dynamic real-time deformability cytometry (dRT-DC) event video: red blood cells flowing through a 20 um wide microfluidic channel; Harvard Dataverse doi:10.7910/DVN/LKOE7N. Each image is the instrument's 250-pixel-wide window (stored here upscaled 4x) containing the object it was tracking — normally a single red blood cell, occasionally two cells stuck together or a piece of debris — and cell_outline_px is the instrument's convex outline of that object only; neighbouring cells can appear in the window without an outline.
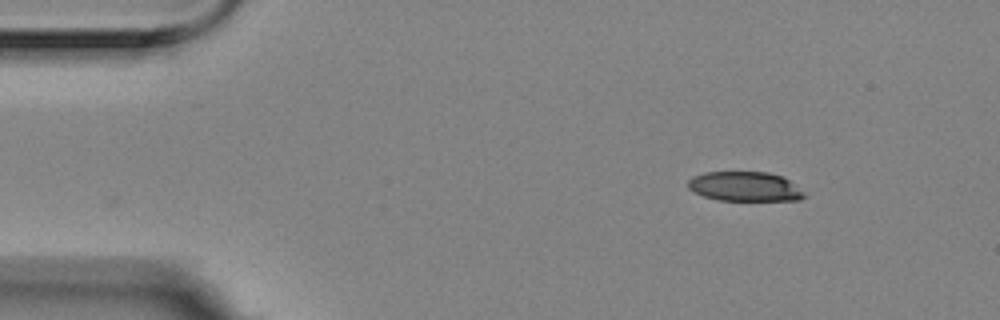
{"species": "Egyptian fruit bat (a non-hibernating species)", "species_latin": "Rousettus aegyptiacus", "temperature_condition": "room temperature", "stored_images_in_passage": 6, "segment_of_instrument_passage": [2, 2], "camera_frame_rate_fps": 3000, "um_per_image_px": 0.085, "animal": {"sex": "female"}, "frame": {"image": 1, "passage_image": 6, "time_ms": 1.667, "image_size_px": [1000, 320], "cell_outline_px": [[804, 196], [800, 200], [720, 200], [704, 196], [688, 188], [688, 180], [692, 176], [704, 172], [768, 172], [780, 176], [788, 180]], "centroid_in_image_um": [63.23, 15.84], "position_along_channel_um": 21.8, "area_um2": 19.54}}